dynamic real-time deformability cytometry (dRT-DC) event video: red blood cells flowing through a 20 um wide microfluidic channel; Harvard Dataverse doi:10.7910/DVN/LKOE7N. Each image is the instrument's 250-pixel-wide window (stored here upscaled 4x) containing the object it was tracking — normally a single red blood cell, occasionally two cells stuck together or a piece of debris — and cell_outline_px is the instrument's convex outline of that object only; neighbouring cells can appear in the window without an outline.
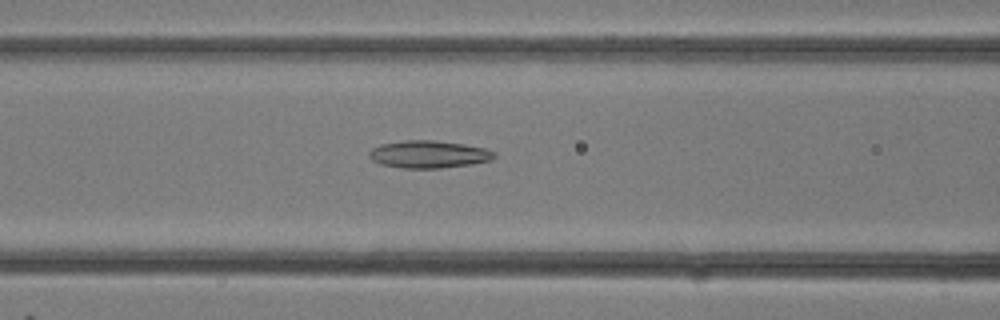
{"species": "common noctule bat (a hibernating species)", "species_latin": "Nyctalus noctula", "temperature_condition": "room temperature", "stored_images_in_passage": 19, "camera_frame_rate_fps": 3000, "um_per_image_px": 0.085, "animal": {"sex": "female"}, "frame": {"image": 1, "passage_image": 9, "time_ms": 2.667, "image_size_px": [1000, 320], "cell_outline_px": [[496, 156], [492, 160], [472, 164], [440, 168], [400, 168], [380, 164], [372, 160], [368, 156], [368, 152], [372, 148], [380, 144], [404, 140], [436, 140], [464, 144], [488, 148], [496, 152]], "centroid_in_image_um": [36.45, 13.11], "position_along_channel_um": 130.1, "area_um2": 20.35}}
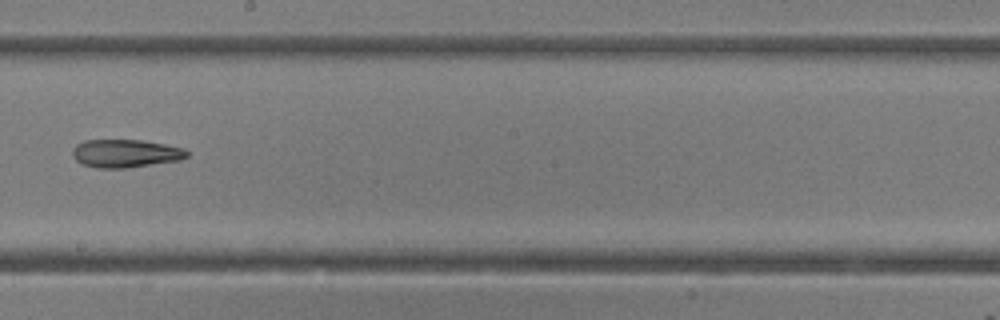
{"frame": {"image": 2, "passage_image": 14, "time_ms": 4.333, "image_size_px": [1000, 320], "cell_outline_px": [[188, 156], [180, 160], [124, 168], [96, 168], [84, 164], [76, 160], [72, 156], [72, 148], [76, 144], [84, 140], [140, 140], [164, 144], [184, 148], [188, 152]], "centroid_in_image_um": [10.64, 13.03], "position_along_channel_um": 237.6, "area_um2": 18.67}}
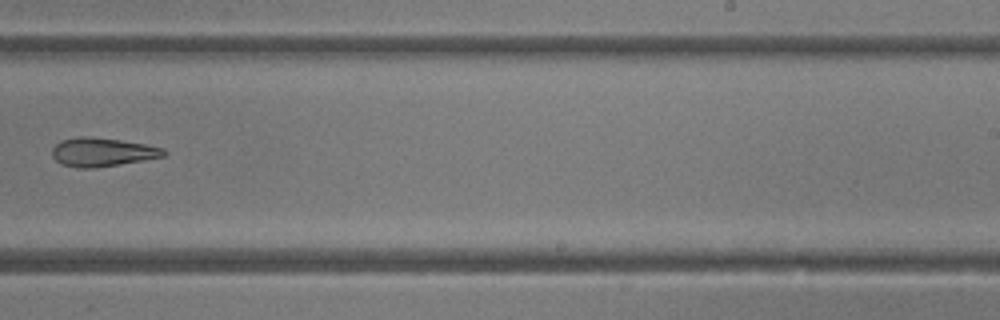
{"frame": {"image": 3, "passage_image": 16, "time_ms": 5.0, "image_size_px": [1000, 320], "cell_outline_px": [[168, 152], [164, 156], [144, 160], [96, 168], [76, 168], [60, 164], [52, 156], [52, 148], [60, 140], [80, 136], [84, 136], [120, 140], [144, 144], [164, 148]], "centroid_in_image_um": [8.67, 12.94], "position_along_channel_um": 280.3, "area_um2": 18.73}}